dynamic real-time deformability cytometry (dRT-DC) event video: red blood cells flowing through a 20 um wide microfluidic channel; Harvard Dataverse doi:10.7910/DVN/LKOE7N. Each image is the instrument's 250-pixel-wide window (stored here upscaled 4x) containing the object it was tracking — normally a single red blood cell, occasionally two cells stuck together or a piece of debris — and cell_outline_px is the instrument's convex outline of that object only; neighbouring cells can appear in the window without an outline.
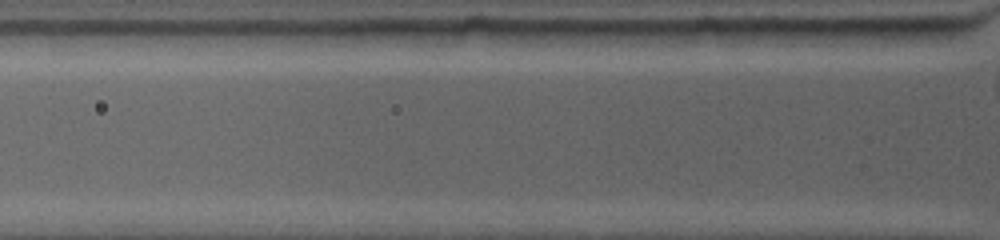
{"species": "common noctule bat (a hibernating species)", "species_latin": "Nyctalus noctula", "temperature_condition": "warm", "stored_images_in_passage": 2, "camera_frame_rate_fps": 4500, "um_per_image_px": 0.085, "animal": {"sex": "female", "body_mass_g": 19.0, "forearm_length_mm": 53.3}, "frame": {"image": 1, "passage_image": 2, "time_ms": 0.222, "image_size_px": [1000, 240], "cell_outline_px": [[952, 36], [948, 44], [908, 48], [848, 44], [840, 28], [952, 28]], "centroid_in_image_um": [76.32, 3.13], "position_along_channel_um": 49.5, "area_um2": 13.81}}